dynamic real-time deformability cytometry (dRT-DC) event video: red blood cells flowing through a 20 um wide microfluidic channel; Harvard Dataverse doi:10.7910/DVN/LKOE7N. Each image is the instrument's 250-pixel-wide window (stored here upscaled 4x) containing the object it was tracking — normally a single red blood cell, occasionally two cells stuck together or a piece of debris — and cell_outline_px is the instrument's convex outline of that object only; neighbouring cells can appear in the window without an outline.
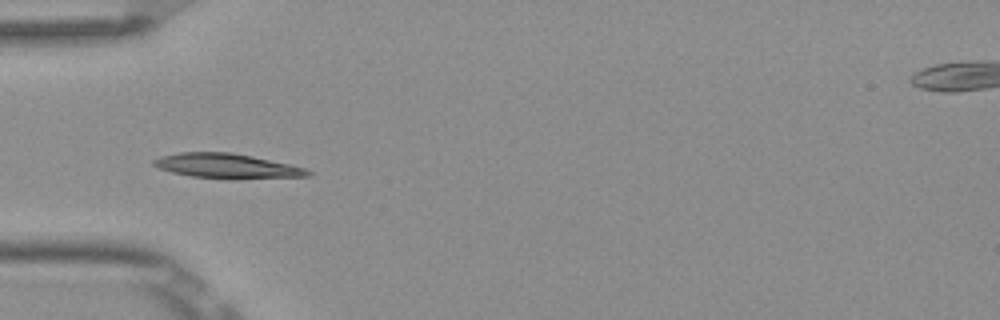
{"species": "Egyptian fruit bat (a non-hibernating species)", "species_latin": "Rousettus aegyptiacus", "temperature_condition": "room temperature", "stored_images_in_passage": 7, "camera_frame_rate_fps": 3000, "um_per_image_px": 0.085, "frame": {"image": 1, "passage_image": 4, "time_ms": 1.0, "image_size_px": [1000, 320], "cell_outline_px": [[312, 176], [236, 180], [192, 176], [172, 172], [160, 168], [152, 164], [152, 160], [160, 156], [180, 152], [232, 152], [252, 156], [288, 164], [304, 168], [312, 172]], "centroid_in_image_um": [19.31, 14.12], "position_along_channel_um": 65.7, "area_um2": 22.43}}
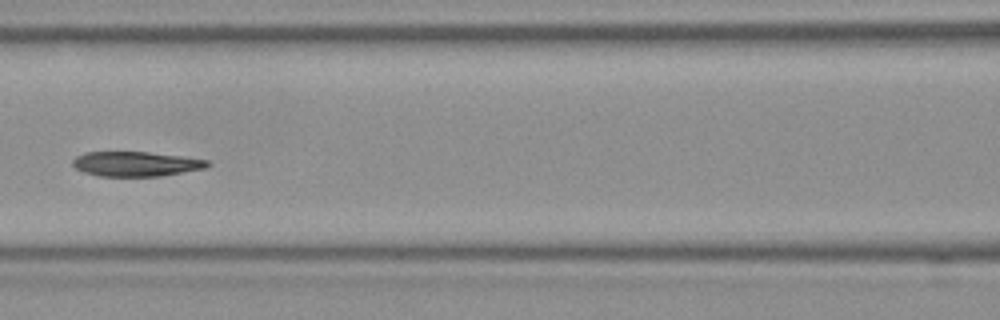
{"frame": {"image": 2, "passage_image": 6, "time_ms": 1.667, "image_size_px": [1000, 320], "cell_outline_px": [[212, 164], [208, 168], [160, 176], [100, 176], [84, 172], [76, 168], [72, 164], [72, 160], [76, 156], [84, 152], [148, 152], [180, 156], [208, 160]], "centroid_in_image_um": [11.57, 13.93], "position_along_channel_um": 155.0, "area_um2": 19.48}}
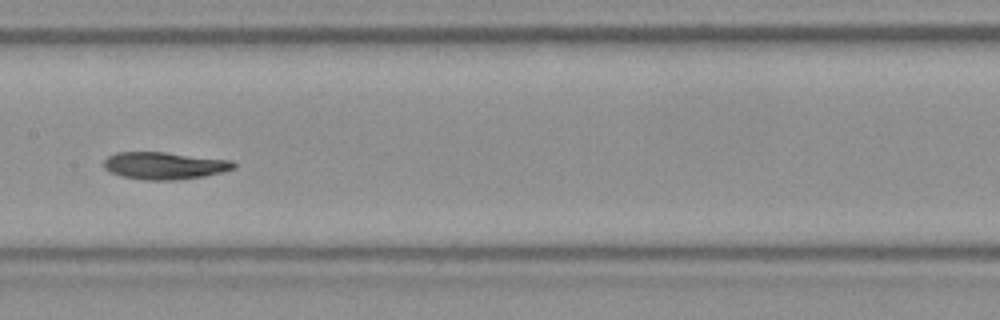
{"frame": {"image": 3, "passage_image": 7, "time_ms": 2.0, "image_size_px": [1000, 320], "cell_outline_px": [[236, 168], [204, 176], [172, 180], [144, 180], [120, 176], [108, 172], [104, 168], [104, 160], [108, 156], [116, 152], [164, 152], [232, 160], [236, 164]], "centroid_in_image_um": [13.94, 14.08], "position_along_channel_um": 193.5, "area_um2": 20.69}}